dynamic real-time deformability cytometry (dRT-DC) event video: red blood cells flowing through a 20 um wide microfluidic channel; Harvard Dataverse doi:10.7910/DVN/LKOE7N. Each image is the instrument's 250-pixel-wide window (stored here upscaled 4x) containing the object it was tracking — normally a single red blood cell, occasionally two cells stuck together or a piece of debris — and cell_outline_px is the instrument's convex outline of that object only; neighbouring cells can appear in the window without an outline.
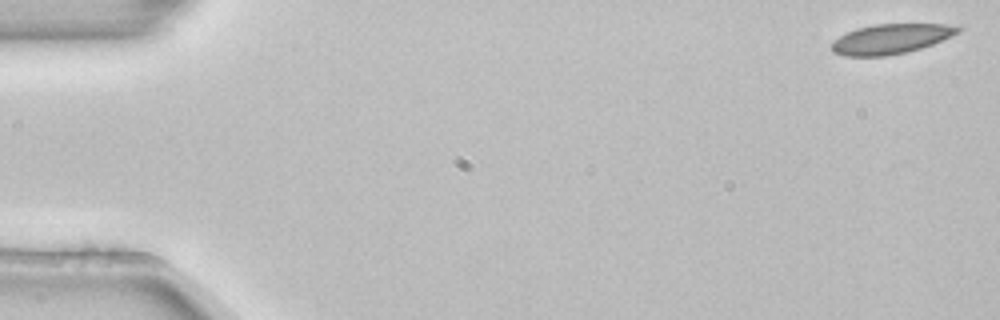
{"species": "common noctule bat (a hibernating species)", "species_latin": "Nyctalus noctula", "temperature_condition": "room temperature", "stored_images_in_passage": 5, "segment_of_instrument_passage": [1, 2], "camera_frame_rate_fps": 3000, "um_per_image_px": 0.085, "animal": {"sex": "female", "body_mass_g": 22.7, "forearm_length_mm": 54.2}, "frame": {"image": 1, "passage_image": 1, "time_ms": 0.0, "image_size_px": [1000, 320], "cell_outline_px": [[964, 28], [960, 32], [952, 36], [932, 44], [920, 48], [904, 52], [884, 56], [844, 56], [832, 52], [832, 40], [856, 28], [876, 24], [944, 24]], "centroid_in_image_um": [75.71, 3.3], "position_along_channel_um": 9.3, "area_um2": 21.85}}